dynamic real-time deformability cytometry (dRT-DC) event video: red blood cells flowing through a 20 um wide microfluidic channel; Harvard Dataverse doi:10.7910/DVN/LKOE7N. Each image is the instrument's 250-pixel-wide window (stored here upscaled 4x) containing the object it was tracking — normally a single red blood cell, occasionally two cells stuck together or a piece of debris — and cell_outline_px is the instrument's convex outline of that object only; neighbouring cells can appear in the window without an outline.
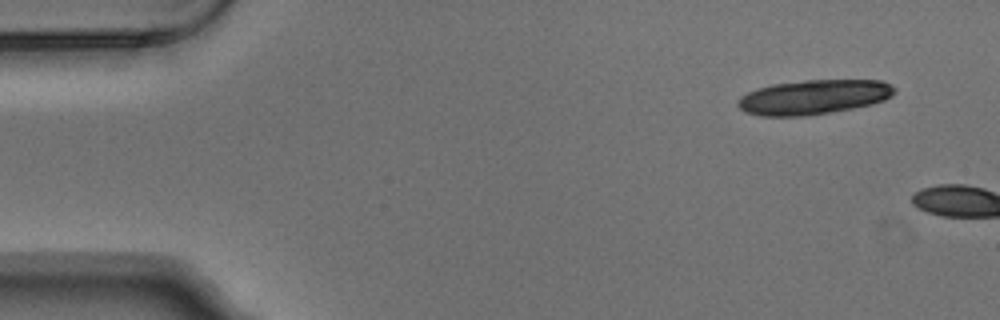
{"species": "Egyptian fruit bat (a non-hibernating species)", "species_latin": "Rousettus aegyptiacus", "temperature_condition": "warm", "stored_images_in_passage": 2, "camera_frame_rate_fps": 3000, "um_per_image_px": 0.085, "animal": {"sex": "male"}, "frame": {"image": 1, "passage_image": 1, "time_ms": 0.0, "image_size_px": [1000, 320], "cell_outline_px": [[896, 92], [892, 96], [884, 100], [872, 104], [832, 112], [808, 116], [760, 116], [744, 112], [736, 104], [736, 100], [740, 96], [756, 88], [772, 84], [804, 80], [880, 80], [896, 88]], "centroid_in_image_um": [69.12, 8.25], "position_along_channel_um": 15.9, "area_um2": 31.85}}